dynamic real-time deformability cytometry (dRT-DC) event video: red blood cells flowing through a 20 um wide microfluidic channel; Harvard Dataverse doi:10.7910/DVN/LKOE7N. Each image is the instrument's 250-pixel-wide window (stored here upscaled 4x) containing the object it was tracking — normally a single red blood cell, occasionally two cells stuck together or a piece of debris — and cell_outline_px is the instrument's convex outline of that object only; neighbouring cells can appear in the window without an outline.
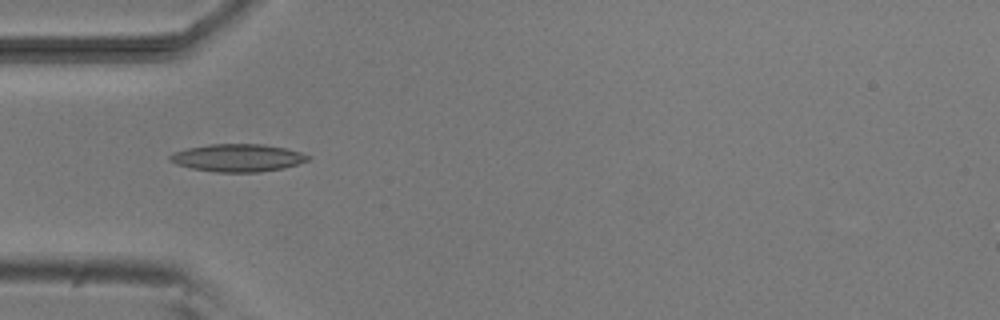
{"species": "common noctule bat (a hibernating species)", "species_latin": "Nyctalus noctula", "temperature_condition": "room temperature", "stored_images_in_passage": 4, "camera_frame_rate_fps": 3000, "um_per_image_px": 0.085, "animal": {"sex": "male", "body_mass_g": 20.5, "forearm_length_mm": 52.5}, "frame": {"image": 1, "passage_image": 2, "time_ms": 1.0, "image_size_px": [1000, 320], "cell_outline_px": [[312, 156], [308, 160], [284, 168], [260, 172], [216, 172], [192, 168], [176, 164], [168, 160], [168, 156], [172, 152], [188, 148], [208, 144], [264, 144], [284, 148], [300, 152]], "centroid_in_image_um": [20.18, 13.41], "position_along_channel_um": 64.8, "area_um2": 22.25}}
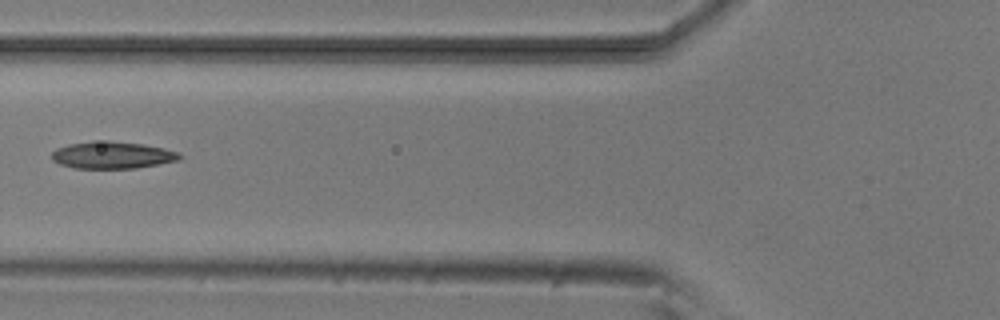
{"frame": {"image": 2, "passage_image": 3, "time_ms": 2.333, "image_size_px": [1000, 320], "cell_outline_px": [[180, 160], [136, 168], [76, 168], [60, 164], [52, 160], [52, 152], [56, 148], [68, 144], [92, 140], [108, 140], [144, 144], [164, 148], [180, 152]], "centroid_in_image_um": [9.54, 13.16], "position_along_channel_um": 116.3, "area_um2": 20.35}}
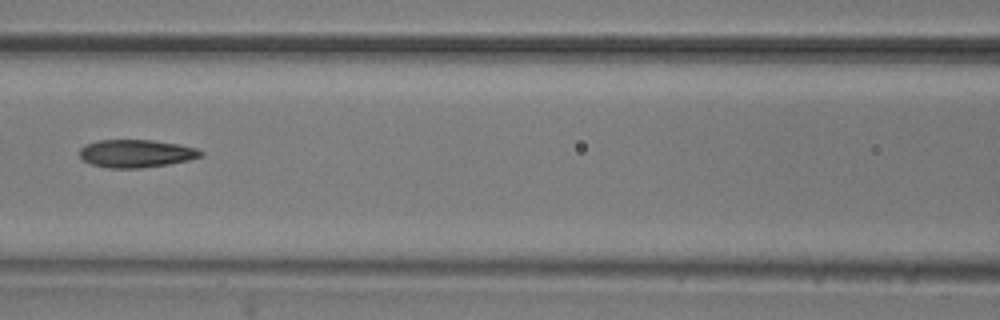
{"frame": {"image": 3, "passage_image": 4, "time_ms": 3.333, "image_size_px": [1000, 320], "cell_outline_px": [[204, 156], [188, 160], [168, 164], [140, 168], [108, 168], [92, 164], [84, 160], [80, 156], [80, 148], [84, 144], [96, 140], [152, 140], [176, 144], [196, 148], [204, 152]], "centroid_in_image_um": [11.56, 13.04], "position_along_channel_um": 155.0, "area_um2": 19.65}}